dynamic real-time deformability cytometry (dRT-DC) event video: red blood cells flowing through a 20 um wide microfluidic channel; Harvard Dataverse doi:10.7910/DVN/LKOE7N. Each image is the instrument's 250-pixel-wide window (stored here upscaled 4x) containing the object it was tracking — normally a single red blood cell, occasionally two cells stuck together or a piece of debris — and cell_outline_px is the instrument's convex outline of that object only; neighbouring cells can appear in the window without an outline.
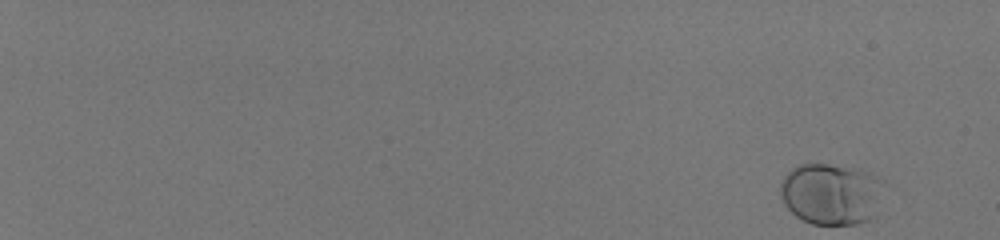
{"species": "human", "species_latin": "Homo sapiens", "temperature_condition": "room temperature", "stored_images_in_passage": 55, "camera_frame_rate_fps": 3000, "um_per_image_px": 0.085, "donor": {"sex": "male"}, "frame": {"image": 1, "passage_image": 1, "time_ms": 0.0, "image_size_px": [1000, 240], "cell_outline_px": [[884, 180], [872, 216], [868, 220], [856, 224], [812, 224], [796, 216], [784, 204], [780, 196], [780, 184], [784, 176], [792, 168], [800, 164], [828, 164], [860, 168], [872, 172]], "centroid_in_image_um": [70.62, 16.45], "position_along_channel_um": 14.4, "area_um2": 37.05}}
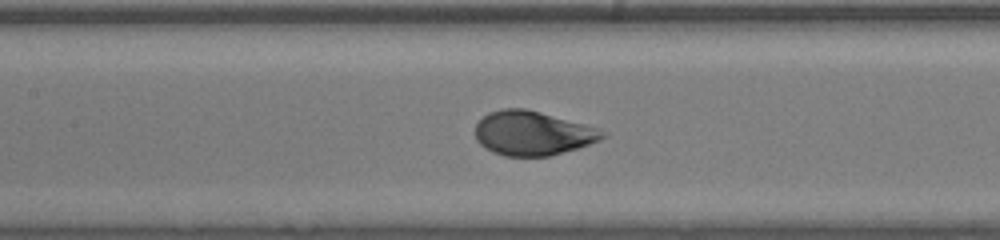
{"frame": {"image": 2, "passage_image": 31, "time_ms": 10.0, "image_size_px": [1000, 240], "cell_outline_px": [[608, 136], [600, 140], [576, 148], [548, 156], [504, 156], [492, 152], [480, 144], [476, 140], [476, 124], [488, 112], [500, 108], [524, 108], [540, 112], [584, 124], [596, 128], [604, 132]], "centroid_in_image_um": [45.23, 11.32], "position_along_channel_um": 162.2, "area_um2": 32.54}}
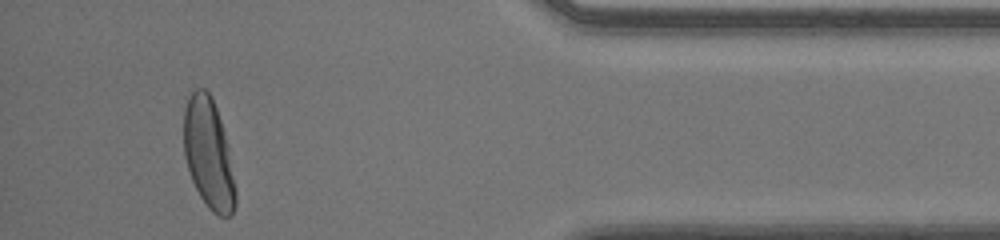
{"frame": {"image": 3, "passage_image": 52, "time_ms": 17.0, "image_size_px": [1000, 240], "cell_outline_px": [[236, 204], [232, 216], [220, 216], [212, 212], [208, 208], [200, 196], [192, 180], [184, 156], [184, 108], [188, 96], [196, 88], [204, 88], [212, 96], [228, 144], [236, 192]], "centroid_in_image_um": [17.73, 13.07], "position_along_channel_um": 417.5, "area_um2": 33.23}, "authors_computed_cell_mechanics": {"area_um2": 33.1194, "velocity_mm_per_s": 4.0663, "shape_relaxation_time_tau1_ms": 2.1771, "shape_relaxation_time_tau2_ms": null, "deformation_change_tau1": 0.1455, "deformation_change_tau2": null}}